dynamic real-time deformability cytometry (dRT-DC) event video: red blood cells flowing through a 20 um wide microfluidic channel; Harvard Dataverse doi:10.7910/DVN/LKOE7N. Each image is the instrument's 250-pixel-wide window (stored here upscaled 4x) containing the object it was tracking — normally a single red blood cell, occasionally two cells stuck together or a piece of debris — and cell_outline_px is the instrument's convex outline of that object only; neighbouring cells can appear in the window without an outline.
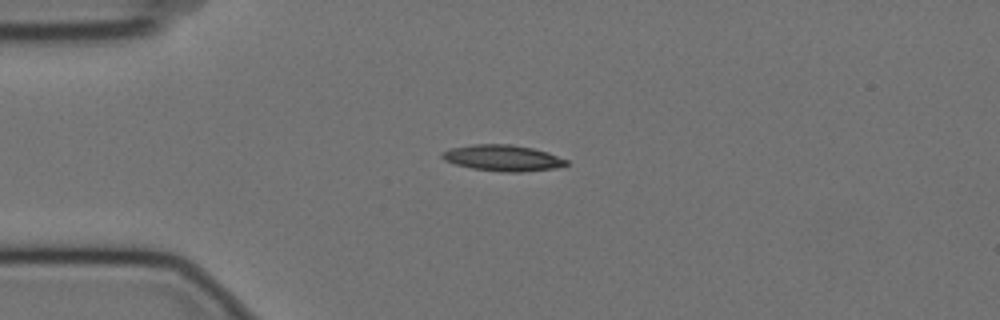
{"species": "Egyptian fruit bat (a non-hibernating species)", "species_latin": "Rousettus aegyptiacus", "temperature_condition": "cold", "stored_images_in_passage": 44, "camera_frame_rate_fps": 3000, "um_per_image_px": 0.085, "animal": {"sex": "female"}, "frame": {"image": 1, "passage_image": 1, "time_ms": 0.0, "image_size_px": [1000, 320], "cell_outline_px": [[568, 164], [552, 168], [520, 172], [500, 172], [472, 168], [456, 164], [444, 160], [440, 156], [444, 152], [452, 148], [476, 144], [512, 144], [532, 148], [548, 152], [568, 160]], "centroid_in_image_um": [42.74, 13.42], "position_along_channel_um": 42.3, "area_um2": 18.67}}
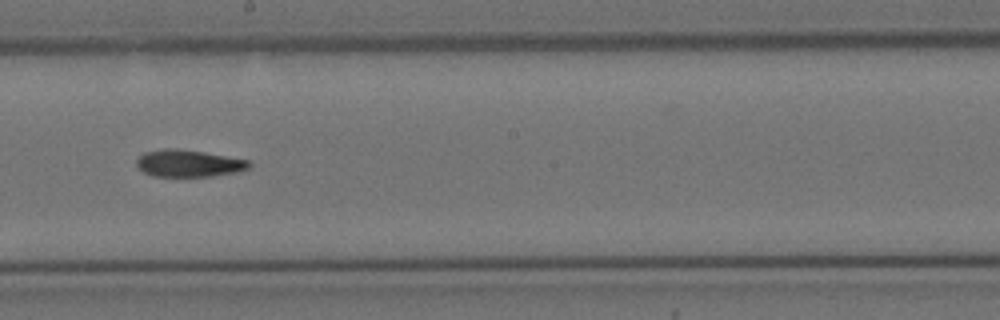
{"frame": {"image": 2, "passage_image": 19, "time_ms": 6.0, "image_size_px": [1000, 320], "cell_outline_px": [[252, 164], [248, 168], [236, 172], [212, 176], [152, 176], [144, 172], [136, 164], [136, 160], [144, 152], [164, 148], [176, 148], [204, 152], [248, 160]], "centroid_in_image_um": [16.02, 13.88], "position_along_channel_um": 232.2, "area_um2": 17.63}}
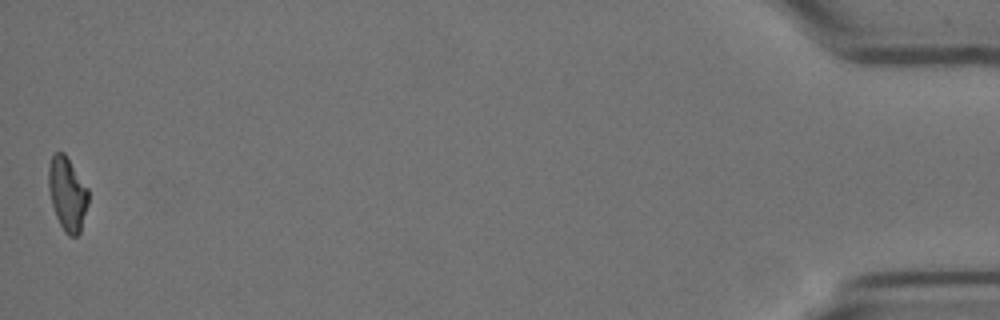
{"frame": {"image": 3, "passage_image": 44, "time_ms": 14.333, "image_size_px": [1000, 320], "cell_outline_px": [[88, 204], [80, 232], [76, 236], [68, 236], [64, 232], [56, 216], [52, 204], [48, 188], [48, 168], [52, 152], [64, 152], [88, 188]], "centroid_in_image_um": [5.71, 16.46], "position_along_channel_um": 429.5, "area_um2": 17.17}, "authors_computed_cell_mechanics": {"area_um2": 18.0336, "velocity_mm_per_s": 3.5204, "shape_relaxation_time_tau1_ms": null, "shape_relaxation_time_tau2_ms": 5.0294, "deformation_change_tau1": null, "deformation_change_tau2": 0.126}}